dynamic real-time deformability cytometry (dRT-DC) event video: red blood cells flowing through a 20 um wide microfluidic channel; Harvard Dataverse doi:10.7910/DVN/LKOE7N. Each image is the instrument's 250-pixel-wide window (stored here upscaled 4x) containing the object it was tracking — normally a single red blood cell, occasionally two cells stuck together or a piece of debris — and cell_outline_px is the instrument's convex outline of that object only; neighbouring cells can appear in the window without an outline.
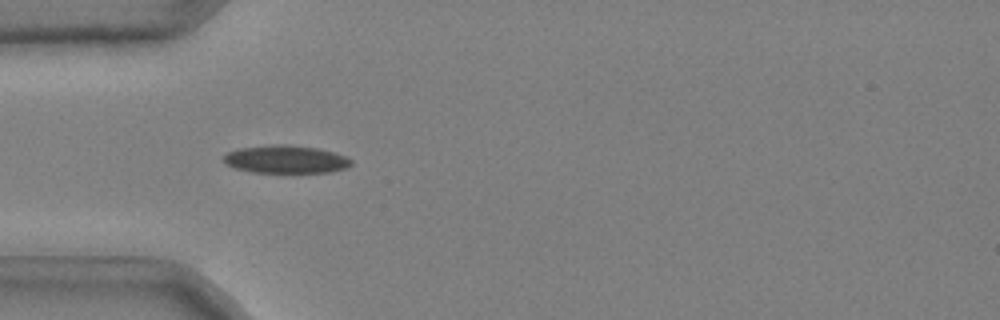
{"species": "common noctule bat (a hibernating species)", "species_latin": "Nyctalus noctula", "temperature_condition": "cold", "stored_images_in_passage": 37, "camera_frame_rate_fps": 3000, "um_per_image_px": 0.085, "animal": {"sex": "male", "body_mass_g": 20.4}, "frame": {"image": 1, "passage_image": 1, "time_ms": 0.0, "image_size_px": [1000, 320], "cell_outline_px": [[352, 164], [348, 168], [328, 172], [252, 172], [236, 168], [224, 164], [224, 156], [228, 152], [240, 148], [272, 144], [288, 144], [320, 148], [344, 156], [352, 160]], "centroid_in_image_um": [24.3, 13.53], "position_along_channel_um": 60.7, "area_um2": 20.75}}
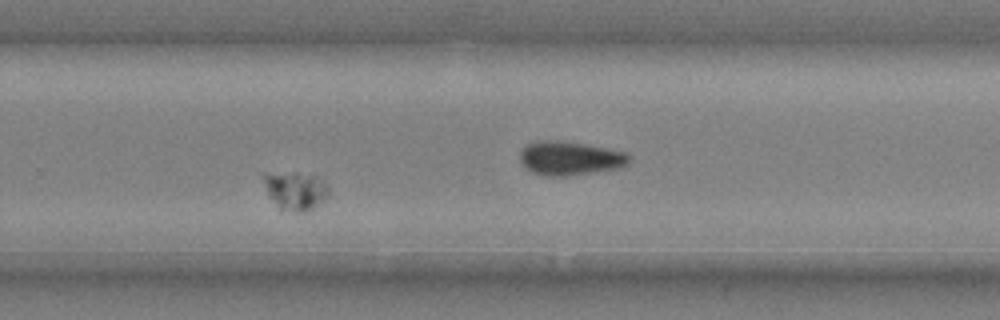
{"frame": {"image": 2, "passage_image": 19, "time_ms": 6.0, "image_size_px": [1000, 320], "cell_outline_px": [[328, 196], [312, 208], [304, 212], [296, 212], [280, 208], [268, 192], [260, 176], [292, 172], [296, 172], [312, 176], [324, 180], [328, 184]], "centroid_in_image_um": [25.14, 16.2], "position_along_channel_um": 304.7, "area_um2": 13.99}}
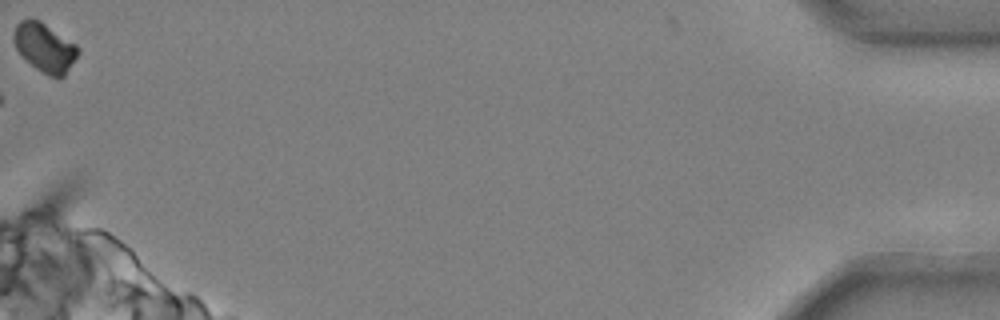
{"frame": {"image": 3, "passage_image": 37, "time_ms": 12.0, "image_size_px": [1000, 320], "cell_outline_px": [[80, 52], [64, 76], [60, 80], [48, 76], [36, 68], [16, 48], [12, 40], [12, 36], [16, 24], [20, 20], [28, 16], [32, 16], [40, 20], [76, 44]], "centroid_in_image_um": [3.79, 4.01], "position_along_channel_um": 431.4, "area_um2": 18.55}, "authors_computed_cell_mechanics": {"area_um2": 14.6234, "velocity_mm_per_s": 3.4501, "shape_relaxation_time_tau1_ms": null, "shape_relaxation_time_tau2_ms": 3.2942, "deformation_change_tau1": null, "deformation_change_tau2": 0.0385}}